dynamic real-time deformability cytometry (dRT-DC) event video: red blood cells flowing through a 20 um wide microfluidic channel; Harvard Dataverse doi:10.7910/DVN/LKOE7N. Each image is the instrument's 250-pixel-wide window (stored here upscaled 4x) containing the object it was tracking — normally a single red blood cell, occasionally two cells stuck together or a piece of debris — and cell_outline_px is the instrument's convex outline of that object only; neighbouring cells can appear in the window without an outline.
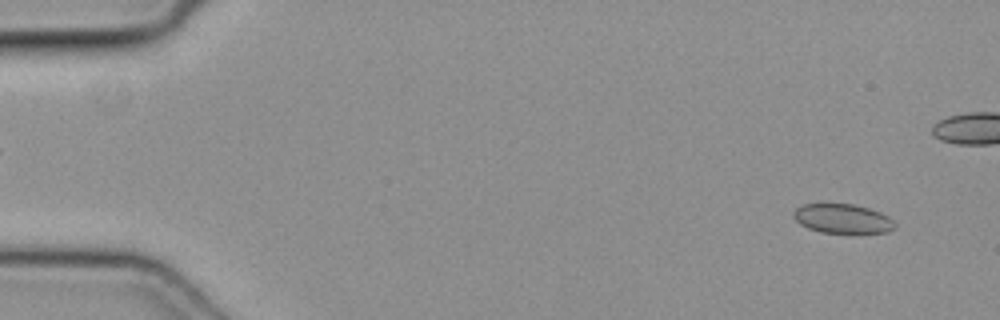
{"species": "common noctule bat (a hibernating species)", "species_latin": "Nyctalus noctula", "temperature_condition": "cold", "stored_images_in_passage": 48, "camera_frame_rate_fps": 3000, "um_per_image_px": 0.085, "animal": {"sex": "female", "body_mass_g": 19.3, "forearm_length_mm": 54.1}, "frame": {"image": 1, "passage_image": 1, "time_ms": 0.0, "image_size_px": [1000, 320], "cell_outline_px": [[896, 228], [888, 232], [852, 236], [820, 232], [808, 228], [800, 224], [792, 216], [792, 212], [796, 208], [804, 204], [852, 204], [868, 208], [880, 212], [888, 216], [896, 224]], "centroid_in_image_um": [71.66, 18.65], "position_along_channel_um": 13.3, "area_um2": 18.15}}
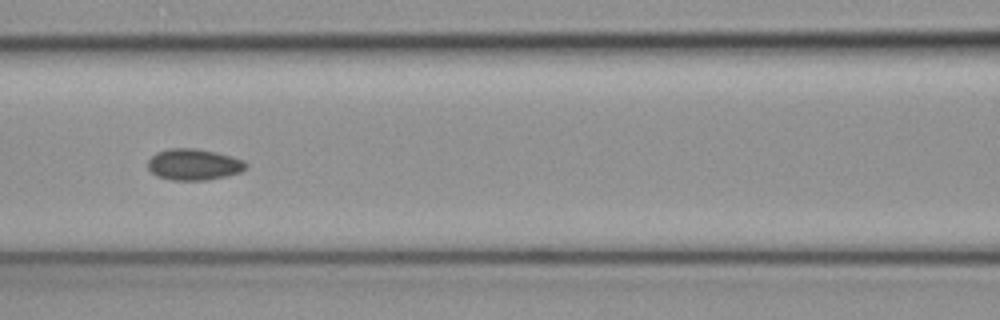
{"frame": {"image": 2, "passage_image": 20, "time_ms": 6.333, "image_size_px": [1000, 320], "cell_outline_px": [[248, 164], [240, 172], [224, 176], [204, 180], [172, 180], [156, 176], [148, 168], [148, 160], [156, 152], [168, 148], [192, 148], [212, 152], [244, 160]], "centroid_in_image_um": [16.42, 13.98], "position_along_channel_um": 150.2, "area_um2": 17.57}}
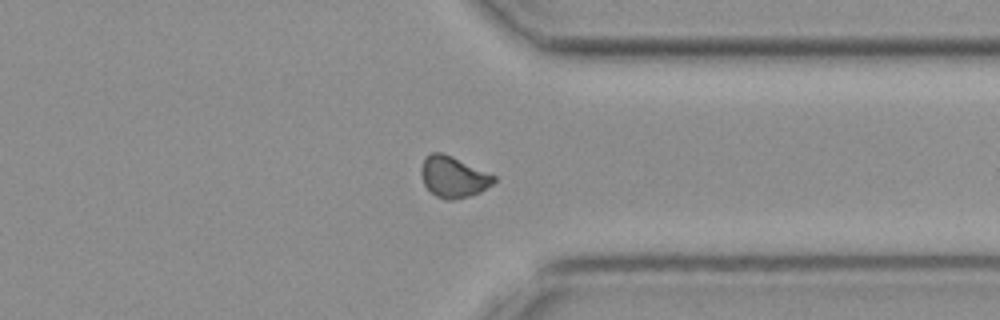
{"frame": {"image": 3, "passage_image": 36, "time_ms": 11.667, "image_size_px": [1000, 320], "cell_outline_px": [[496, 180], [492, 184], [480, 192], [468, 196], [452, 200], [448, 200], [436, 196], [424, 184], [420, 172], [420, 168], [428, 152], [440, 152], [452, 156], [496, 176]], "centroid_in_image_um": [38.52, 15.02], "position_along_channel_um": 372.9, "area_um2": 17.28}}